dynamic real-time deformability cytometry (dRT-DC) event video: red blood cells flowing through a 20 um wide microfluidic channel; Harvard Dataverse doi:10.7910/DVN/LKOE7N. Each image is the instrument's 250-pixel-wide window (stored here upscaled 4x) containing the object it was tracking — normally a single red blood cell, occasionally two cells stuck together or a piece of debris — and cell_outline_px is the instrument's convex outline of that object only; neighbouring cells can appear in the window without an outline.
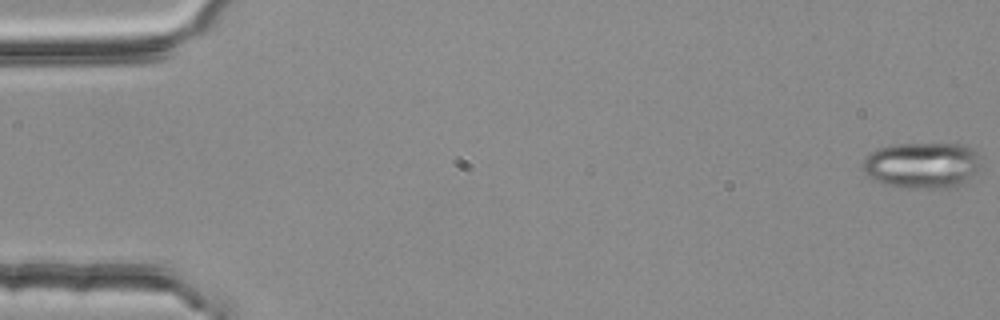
{"species": "common noctule bat (a hibernating species)", "species_latin": "Nyctalus noctula", "temperature_condition": "room temperature", "stored_images_in_passage": 4, "camera_frame_rate_fps": 3000, "um_per_image_px": 0.085, "animal": {"sex": "female", "body_mass_g": 25.1}, "frame": {"image": 1, "passage_image": 1, "time_ms": 0.0, "image_size_px": [1000, 320], "cell_outline_px": [[980, 172], [964, 184], [956, 188], [928, 188], [884, 184], [872, 180], [864, 172], [864, 160], [872, 152], [880, 148], [896, 144], [964, 144], [972, 148], [976, 152], [980, 160]], "centroid_in_image_um": [78.48, 14.05], "position_along_channel_um": 6.5, "area_um2": 31.85}}